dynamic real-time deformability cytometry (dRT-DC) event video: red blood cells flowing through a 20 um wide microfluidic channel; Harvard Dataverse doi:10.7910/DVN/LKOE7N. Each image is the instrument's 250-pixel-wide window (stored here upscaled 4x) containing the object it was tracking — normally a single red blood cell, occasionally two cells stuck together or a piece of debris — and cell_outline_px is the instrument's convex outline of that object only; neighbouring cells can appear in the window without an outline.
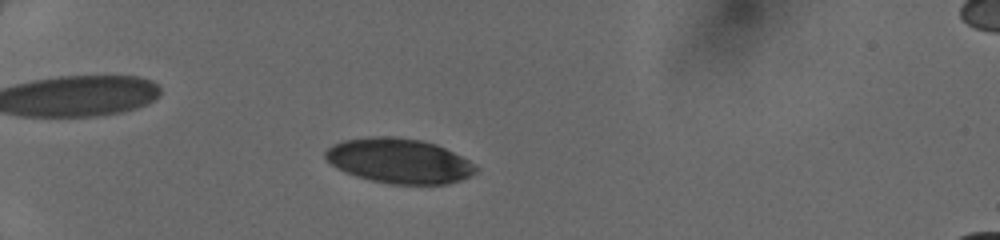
{"species": "human", "species_latin": "Homo sapiens", "temperature_condition": "cold", "stored_images_in_passage": 37, "camera_frame_rate_fps": 3000, "um_per_image_px": 0.085, "donor": {"sex": "female"}, "frame": {"image": 1, "passage_image": 4, "time_ms": 1.0, "image_size_px": [1000, 240], "cell_outline_px": [[480, 168], [476, 172], [460, 180], [448, 184], [392, 184], [372, 180], [356, 176], [336, 168], [324, 156], [324, 152], [332, 144], [344, 140], [368, 136], [392, 136], [420, 140], [436, 144], [468, 160]], "centroid_in_image_um": [33.91, 13.67], "position_along_channel_um": 51.1, "area_um2": 39.19}}
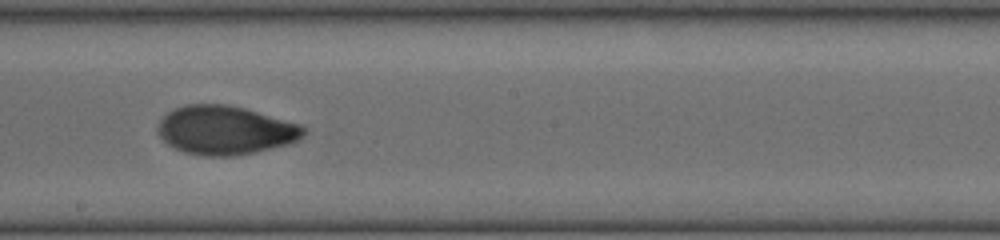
{"frame": {"image": 2, "passage_image": 19, "time_ms": 6.0, "image_size_px": [1000, 240], "cell_outline_px": [[308, 132], [300, 140], [292, 144], [256, 152], [236, 156], [204, 156], [184, 152], [168, 144], [156, 132], [156, 128], [160, 120], [168, 112], [176, 108], [188, 104], [228, 104], [244, 108], [300, 124]], "centroid_in_image_um": [19.18, 11.08], "position_along_channel_um": 229.0, "area_um2": 41.73}}
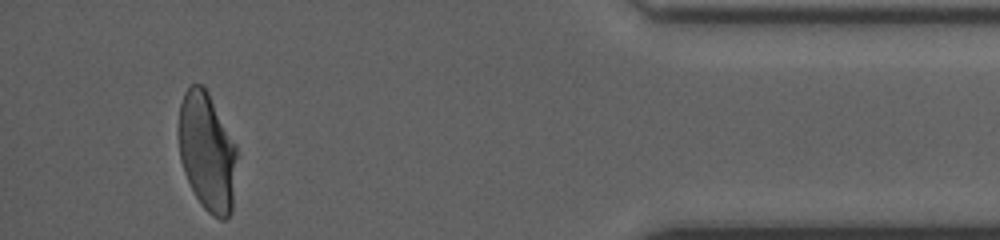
{"frame": {"image": 3, "passage_image": 35, "time_ms": 11.333, "image_size_px": [1000, 240], "cell_outline_px": [[236, 156], [232, 212], [224, 220], [220, 220], [212, 216], [200, 204], [184, 172], [180, 160], [180, 104], [184, 92], [192, 84], [204, 84], [236, 144]], "centroid_in_image_um": [17.62, 12.91], "position_along_channel_um": 417.6, "area_um2": 39.94}}